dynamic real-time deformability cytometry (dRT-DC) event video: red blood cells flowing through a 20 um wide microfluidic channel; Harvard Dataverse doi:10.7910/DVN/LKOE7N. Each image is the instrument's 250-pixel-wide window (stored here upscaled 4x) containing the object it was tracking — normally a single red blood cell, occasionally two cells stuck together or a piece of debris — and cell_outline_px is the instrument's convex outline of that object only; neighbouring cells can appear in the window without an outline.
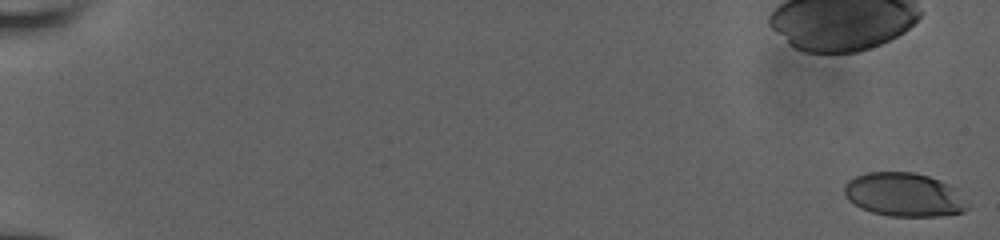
{"species": "human", "species_latin": "Homo sapiens", "temperature_condition": "room temperature", "stored_images_in_passage": 37, "camera_frame_rate_fps": 3000, "um_per_image_px": 0.085, "donor": {"sex": "male"}, "frame": {"image": 1, "passage_image": 1, "time_ms": 0.0, "image_size_px": [1000, 240], "cell_outline_px": [[968, 208], [964, 212], [940, 216], [888, 216], [872, 212], [860, 208], [848, 200], [844, 196], [844, 184], [848, 180], [856, 176], [868, 172], [912, 172], [928, 176], [960, 188], [968, 200]], "centroid_in_image_um": [76.9, 16.55], "position_along_channel_um": 8.1, "area_um2": 31.96}}
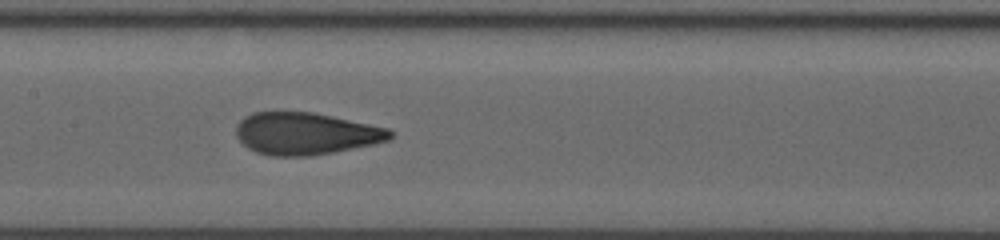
{"frame": {"image": 2, "passage_image": 28, "time_ms": 10.333, "image_size_px": [1000, 240], "cell_outline_px": [[396, 132], [388, 140], [372, 144], [312, 156], [272, 156], [256, 152], [248, 148], [236, 136], [236, 124], [244, 116], [252, 112], [312, 112], [332, 116], [388, 128]], "centroid_in_image_um": [25.96, 11.35], "position_along_channel_um": 181.4, "area_um2": 37.74}}
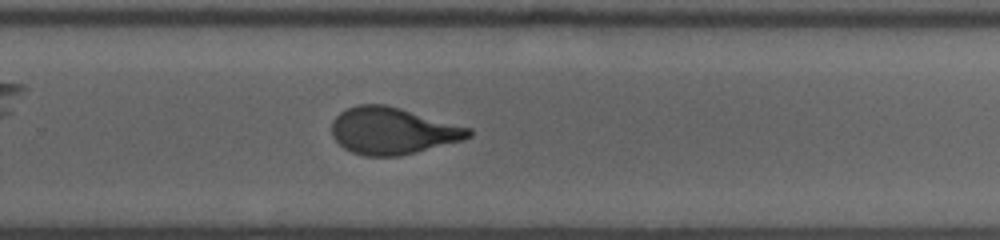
{"frame": {"image": 3, "passage_image": 37, "time_ms": 13.333, "image_size_px": [1000, 240], "cell_outline_px": [[472, 136], [460, 140], [416, 152], [400, 156], [364, 156], [352, 152], [344, 148], [332, 136], [332, 120], [340, 112], [356, 104], [384, 104], [400, 108], [472, 128]], "centroid_in_image_um": [33.35, 11.11], "position_along_channel_um": 296.5, "area_um2": 37.22}}